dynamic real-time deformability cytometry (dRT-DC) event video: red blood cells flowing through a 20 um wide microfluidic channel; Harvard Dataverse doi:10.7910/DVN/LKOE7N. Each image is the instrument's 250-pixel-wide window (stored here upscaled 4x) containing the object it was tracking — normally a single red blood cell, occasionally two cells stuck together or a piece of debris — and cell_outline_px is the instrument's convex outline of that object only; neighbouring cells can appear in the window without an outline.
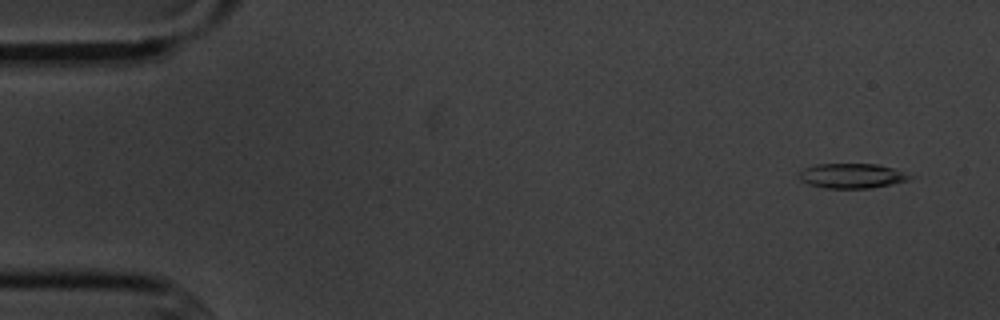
{"species": "common noctule bat (a hibernating species)", "species_latin": "Nyctalus noctula", "temperature_condition": "cold", "stored_images_in_passage": 5, "camera_frame_rate_fps": 3000, "um_per_image_px": 0.085, "animal": {"sex": "male", "body_mass_g": 20.1, "forearm_length_mm": 53.5}, "frame": {"image": 1, "passage_image": 2, "time_ms": 1.0, "image_size_px": [1000, 320], "cell_outline_px": [[912, 176], [908, 180], [872, 188], [824, 188], [808, 184], [800, 180], [800, 172], [804, 168], [816, 164], [876, 164], [892, 168]], "centroid_in_image_um": [72.36, 14.95], "position_along_channel_um": 12.6, "area_um2": 15.78}}
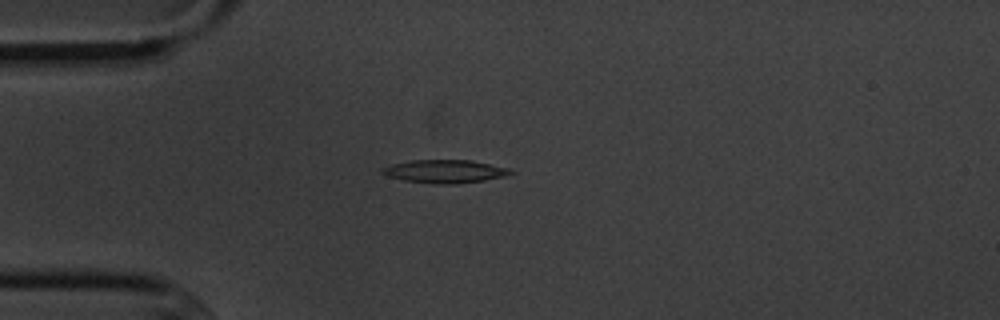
{"frame": {"image": 2, "passage_image": 5, "time_ms": 4.667, "image_size_px": [1000, 320], "cell_outline_px": [[516, 172], [504, 176], [484, 180], [456, 184], [436, 184], [404, 180], [384, 176], [380, 172], [380, 168], [392, 164], [412, 160], [472, 160], [508, 168]], "centroid_in_image_um": [37.77, 14.57], "position_along_channel_um": 47.2, "area_um2": 17.4}}